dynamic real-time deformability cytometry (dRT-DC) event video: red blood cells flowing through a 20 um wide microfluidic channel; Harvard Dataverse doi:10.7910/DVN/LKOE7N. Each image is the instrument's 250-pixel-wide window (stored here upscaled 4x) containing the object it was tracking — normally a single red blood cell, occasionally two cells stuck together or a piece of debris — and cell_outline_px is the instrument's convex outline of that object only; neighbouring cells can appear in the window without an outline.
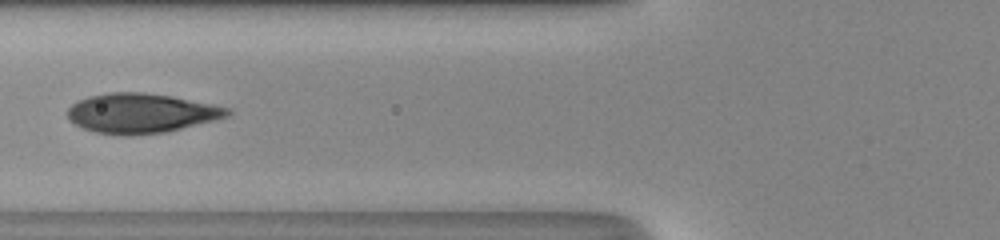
{"species": "human", "species_latin": "Homo sapiens", "temperature_condition": "room temperature", "stored_images_in_passage": 48, "camera_frame_rate_fps": 3000, "um_per_image_px": 0.085, "donor": {"sex": "male"}, "frame": {"image": 1, "passage_image": 19, "time_ms": 6.0, "image_size_px": [1000, 240], "cell_outline_px": [[232, 112], [228, 116], [216, 120], [164, 132], [132, 136], [120, 136], [96, 132], [84, 128], [68, 120], [68, 108], [72, 104], [88, 96], [112, 92], [144, 92], [172, 96], [232, 108]], "centroid_in_image_um": [12.01, 9.63], "position_along_channel_um": 113.8, "area_um2": 37.05}}
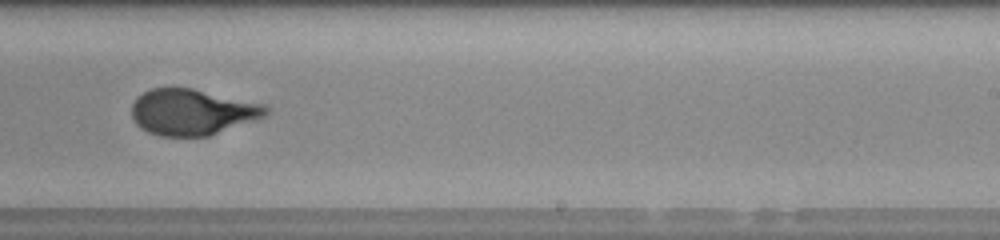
{"frame": {"image": 2, "passage_image": 30, "time_ms": 9.667, "image_size_px": [1000, 240], "cell_outline_px": [[268, 116], [208, 136], [160, 136], [148, 132], [140, 128], [136, 124], [132, 116], [132, 104], [136, 96], [152, 88], [192, 88], [268, 104]], "centroid_in_image_um": [16.37, 9.52], "position_along_channel_um": 272.6, "area_um2": 36.36}}
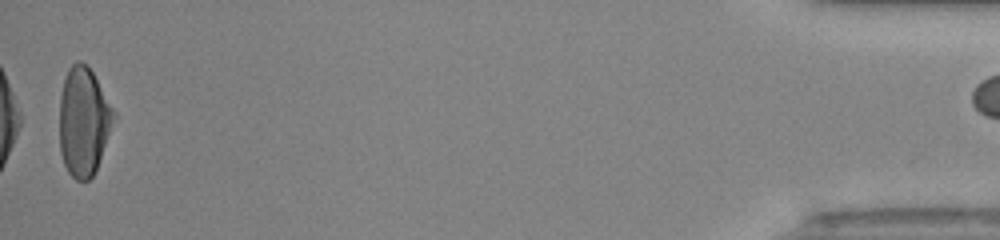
{"frame": {"image": 3, "passage_image": 47, "time_ms": 15.333, "image_size_px": [1000, 240], "cell_outline_px": [[116, 116], [96, 168], [92, 176], [88, 180], [76, 180], [68, 172], [64, 164], [60, 152], [60, 96], [64, 80], [68, 68], [76, 60], [80, 60], [92, 72], [116, 112]], "centroid_in_image_um": [7.1, 10.31], "position_along_channel_um": 428.1, "area_um2": 34.04}}